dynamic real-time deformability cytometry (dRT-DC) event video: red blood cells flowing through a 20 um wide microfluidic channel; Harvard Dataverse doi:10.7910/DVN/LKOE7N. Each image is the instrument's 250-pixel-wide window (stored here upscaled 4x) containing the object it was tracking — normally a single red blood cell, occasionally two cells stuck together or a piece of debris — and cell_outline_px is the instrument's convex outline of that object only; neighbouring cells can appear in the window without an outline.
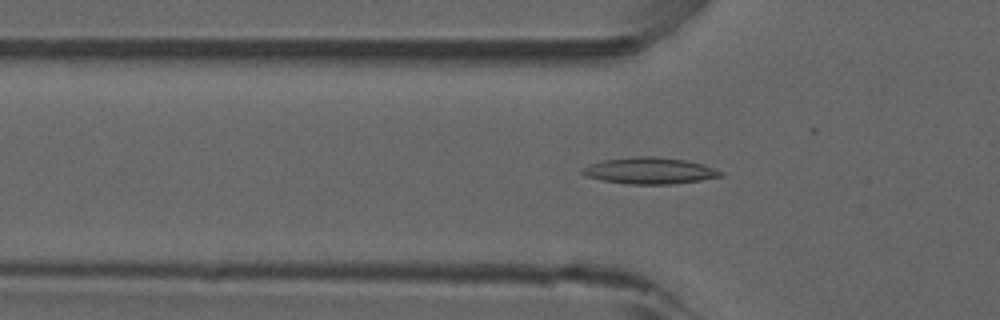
{"species": "common noctule bat (a hibernating species)", "species_latin": "Nyctalus noctula", "temperature_condition": "room temperature", "stored_images_in_passage": 52, "camera_frame_rate_fps": 3000, "um_per_image_px": 0.085, "animal": {"sex": "male", "forearm_length_mm": 52.5}, "frame": {"image": 1, "passage_image": 17, "time_ms": 5.333, "image_size_px": [1000, 320], "cell_outline_px": [[724, 176], [700, 180], [672, 184], [628, 184], [604, 180], [584, 176], [580, 172], [580, 168], [588, 164], [604, 160], [632, 156], [656, 156], [684, 160], [700, 164], [724, 172]], "centroid_in_image_um": [55.16, 14.51], "position_along_channel_um": 70.6, "area_um2": 21.33}}
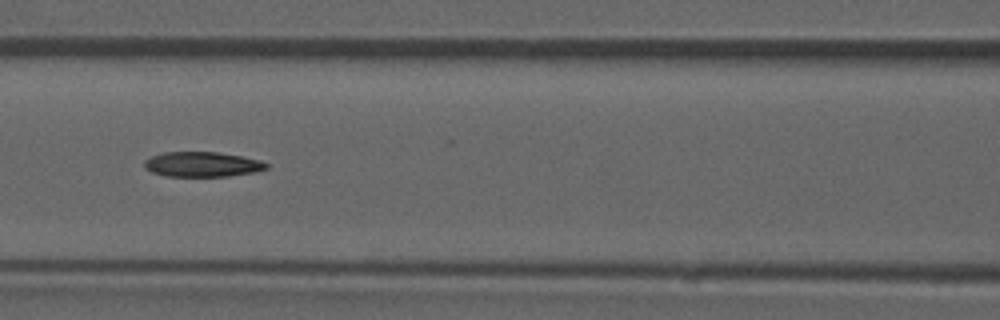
{"frame": {"image": 2, "passage_image": 23, "time_ms": 7.333, "image_size_px": [1000, 320], "cell_outline_px": [[268, 168], [256, 172], [228, 176], [168, 176], [152, 172], [144, 168], [144, 160], [152, 156], [164, 152], [216, 152], [240, 156], [260, 160], [268, 164]], "centroid_in_image_um": [17.19, 13.97], "position_along_channel_um": 149.4, "area_um2": 17.69}}
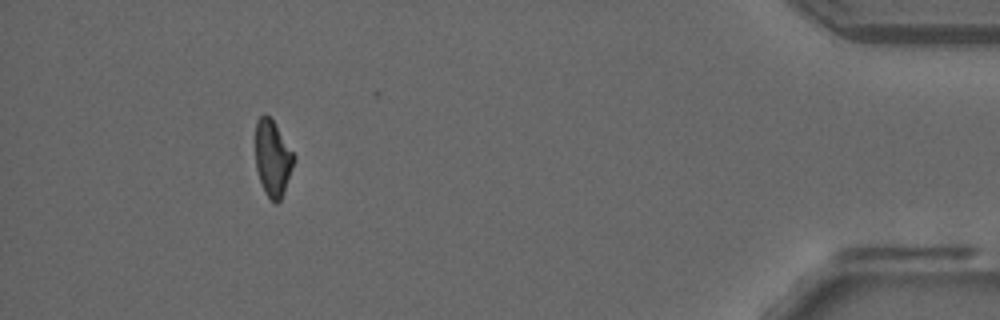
{"frame": {"image": 3, "passage_image": 48, "time_ms": 15.667, "image_size_px": [1000, 320], "cell_outline_px": [[296, 160], [284, 192], [280, 200], [276, 204], [264, 192], [256, 168], [256, 120], [264, 112], [272, 120], [296, 156]], "centroid_in_image_um": [23.19, 13.46], "position_along_channel_um": 412.0, "area_um2": 16.99}, "authors_computed_cell_mechanics": {"area_um2": 18.6694, "velocity_mm_per_s": 3.9119, "shape_relaxation_time_tau1_ms": null, "shape_relaxation_time_tau2_ms": 8.5925, "deformation_change_tau1": null, "deformation_change_tau2": 0.1549}}